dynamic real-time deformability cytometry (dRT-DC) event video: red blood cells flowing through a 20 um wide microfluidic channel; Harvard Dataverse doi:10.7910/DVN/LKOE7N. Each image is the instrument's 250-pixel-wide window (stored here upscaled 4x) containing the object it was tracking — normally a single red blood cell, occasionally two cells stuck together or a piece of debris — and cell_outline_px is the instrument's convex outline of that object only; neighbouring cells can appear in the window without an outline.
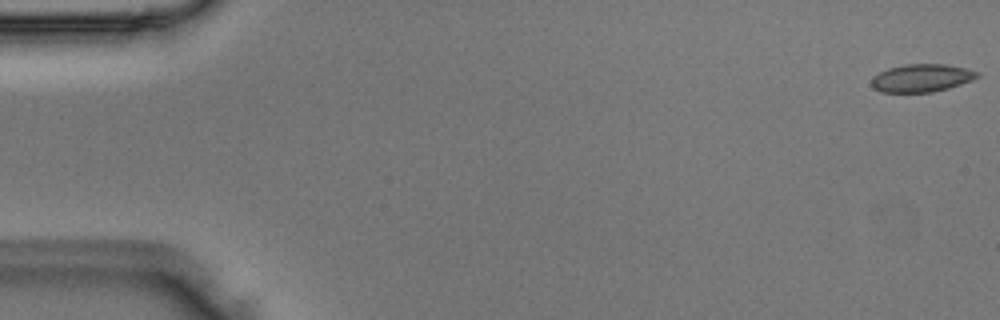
{"species": "Egyptian fruit bat (a non-hibernating species)", "species_latin": "Rousettus aegyptiacus", "temperature_condition": "room temperature", "stored_images_in_passage": 11, "camera_frame_rate_fps": 3000, "um_per_image_px": 0.085, "animal": {"sex": "male"}, "frame": {"image": 1, "passage_image": 1, "time_ms": 0.0, "image_size_px": [1000, 320], "cell_outline_px": [[980, 76], [972, 80], [948, 88], [932, 92], [880, 92], [872, 88], [872, 76], [888, 68], [904, 64], [948, 64], [968, 68], [980, 72]], "centroid_in_image_um": [78.35, 6.62], "position_along_channel_um": 6.6, "area_um2": 17.34}}